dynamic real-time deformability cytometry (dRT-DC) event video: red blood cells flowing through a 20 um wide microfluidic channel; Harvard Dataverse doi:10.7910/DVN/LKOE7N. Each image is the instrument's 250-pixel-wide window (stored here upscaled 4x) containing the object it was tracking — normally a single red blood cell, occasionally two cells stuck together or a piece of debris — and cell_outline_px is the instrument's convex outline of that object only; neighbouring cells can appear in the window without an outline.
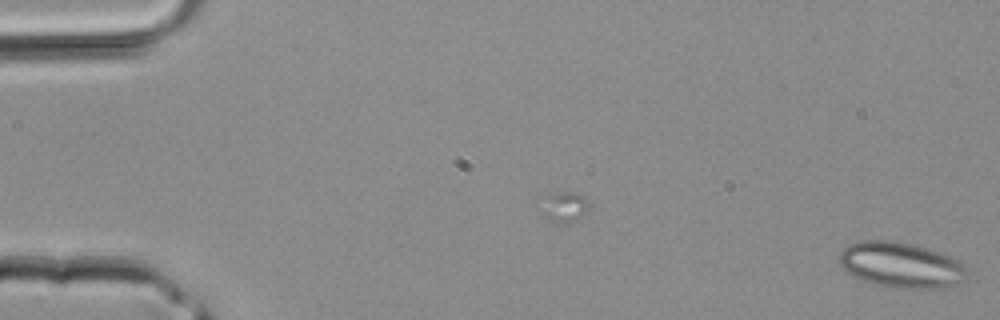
{"species": "common noctule bat (a hibernating species)", "species_latin": "Nyctalus noctula", "temperature_condition": "room temperature", "stored_images_in_passage": 4, "camera_frame_rate_fps": 3000, "um_per_image_px": 0.085, "animal": {"sex": "male", "body_mass_g": 20.4}, "frame": {"image": 1, "passage_image": 4, "time_ms": 1.0, "image_size_px": [1000, 320], "cell_outline_px": [[968, 268], [964, 280], [944, 288], [892, 288], [876, 284], [864, 280], [848, 272], [840, 264], [840, 252], [848, 244], [856, 240], [892, 240], [916, 244], [952, 256], [960, 260]], "centroid_in_image_um": [76.62, 22.5], "position_along_channel_um": 8.4, "area_um2": 34.16}}